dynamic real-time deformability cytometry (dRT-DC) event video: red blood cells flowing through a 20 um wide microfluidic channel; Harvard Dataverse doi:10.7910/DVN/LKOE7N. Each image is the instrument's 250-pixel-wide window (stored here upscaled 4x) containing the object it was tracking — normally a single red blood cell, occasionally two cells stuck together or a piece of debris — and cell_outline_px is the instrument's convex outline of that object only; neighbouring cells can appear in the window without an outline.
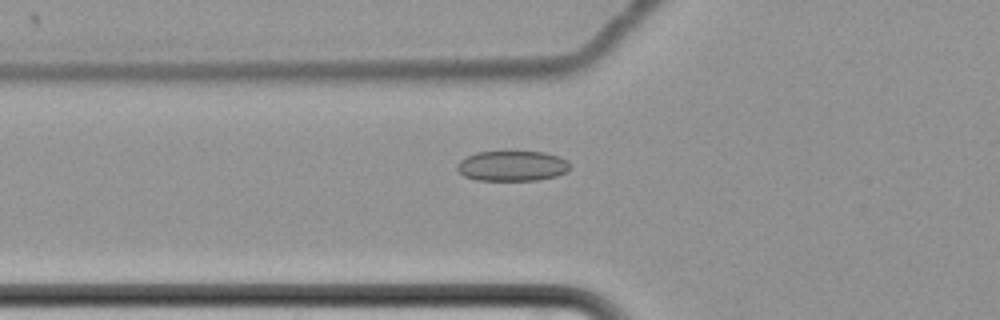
{"species": "common noctule bat (a hibernating species)", "species_latin": "Nyctalus noctula", "temperature_condition": "cold", "stored_images_in_passage": 63, "camera_frame_rate_fps": 3000, "um_per_image_px": 0.085, "animal": {"sex": "female", "body_mass_g": 22.7, "forearm_length_mm": 54.2}, "frame": {"image": 1, "passage_image": 25, "time_ms": 8.0, "image_size_px": [1000, 320], "cell_outline_px": [[568, 168], [564, 172], [556, 176], [536, 180], [476, 180], [464, 176], [456, 168], [456, 164], [460, 160], [476, 152], [544, 152], [568, 160]], "centroid_in_image_um": [43.49, 14.11], "position_along_channel_um": 82.3, "area_um2": 19.65}}
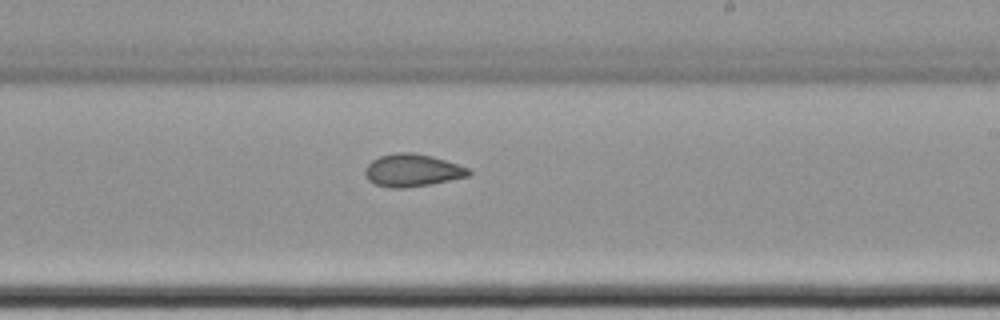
{"frame": {"image": 2, "passage_image": 40, "time_ms": 13.0, "image_size_px": [1000, 320], "cell_outline_px": [[472, 172], [468, 176], [428, 184], [404, 188], [392, 188], [376, 184], [368, 180], [364, 172], [364, 168], [372, 160], [380, 156], [396, 152], [412, 152], [432, 156], [468, 168]], "centroid_in_image_um": [35.0, 14.47], "position_along_channel_um": 254.0, "area_um2": 19.42}}
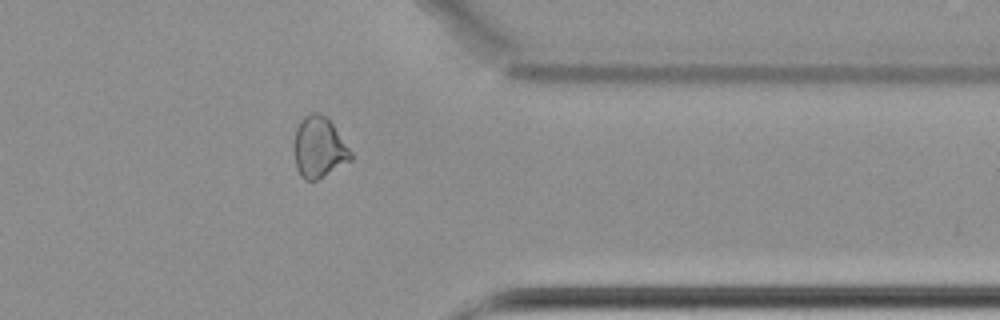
{"frame": {"image": 3, "passage_image": 52, "time_ms": 17.0, "image_size_px": [1000, 320], "cell_outline_px": [[352, 160], [316, 180], [304, 180], [300, 176], [296, 168], [292, 148], [296, 128], [300, 120], [308, 112], [320, 112], [332, 124], [352, 152]], "centroid_in_image_um": [27.07, 12.53], "position_along_channel_um": 384.3, "area_um2": 20.35}, "authors_computed_cell_mechanics": {"area_um2": 21.2704, "velocity_mm_per_s": 3.4332, "shape_relaxation_time_tau1_ms": null, "shape_relaxation_time_tau2_ms": 2.6745, "deformation_change_tau1": null, "deformation_change_tau2": 0.0783}}